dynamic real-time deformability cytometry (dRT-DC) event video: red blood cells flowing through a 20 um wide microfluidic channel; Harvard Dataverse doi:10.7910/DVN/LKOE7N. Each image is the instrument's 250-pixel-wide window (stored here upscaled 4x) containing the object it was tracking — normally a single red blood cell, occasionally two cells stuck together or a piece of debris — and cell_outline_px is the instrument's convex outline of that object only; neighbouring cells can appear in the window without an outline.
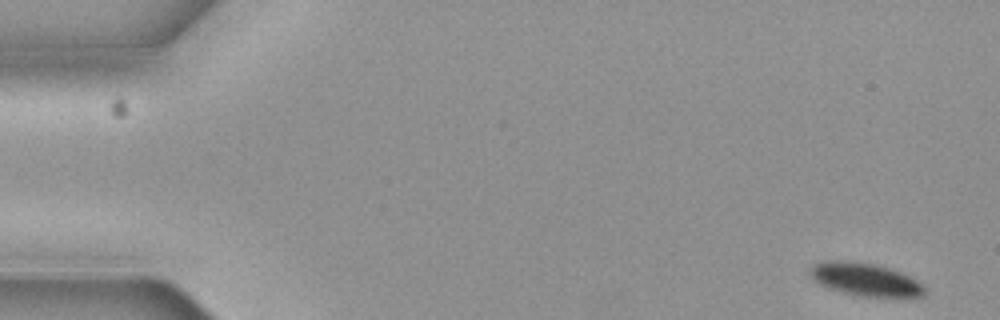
{"species": "common noctule bat (a hibernating species)", "species_latin": "Nyctalus noctula", "temperature_condition": "cold", "stored_images_in_passage": 3, "camera_frame_rate_fps": 3000, "um_per_image_px": 0.085, "animal": {"sex": "female", "body_mass_g": 19.3, "forearm_length_mm": 54.1}, "frame": {"image": 1, "passage_image": 1, "time_ms": 0.0, "image_size_px": [1000, 320], "cell_outline_px": [[924, 296], [908, 300], [900, 300], [860, 296], [828, 288], [812, 280], [808, 272], [808, 268], [812, 264], [824, 260], [836, 260], [872, 264], [888, 268], [900, 272], [916, 280], [924, 288]], "centroid_in_image_um": [73.56, 23.81], "position_along_channel_um": 11.4, "area_um2": 22.66}}